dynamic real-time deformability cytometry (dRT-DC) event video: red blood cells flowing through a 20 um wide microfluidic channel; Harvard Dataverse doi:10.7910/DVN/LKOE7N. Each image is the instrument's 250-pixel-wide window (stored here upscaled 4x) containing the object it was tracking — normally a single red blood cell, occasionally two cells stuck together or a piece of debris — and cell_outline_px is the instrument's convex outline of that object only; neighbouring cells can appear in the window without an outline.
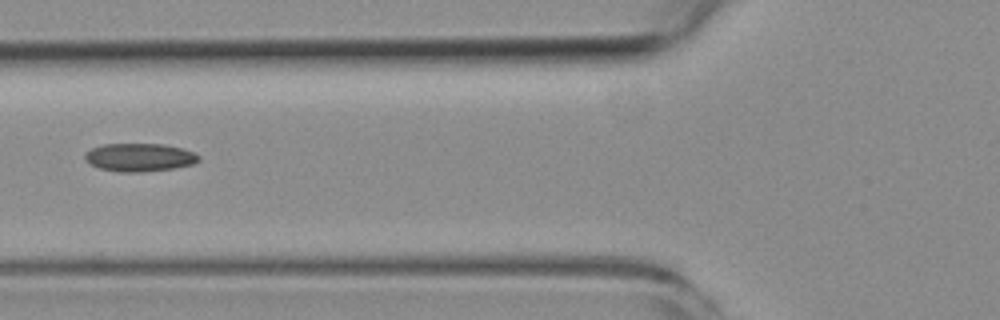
{"species": "common noctule bat (a hibernating species)", "species_latin": "Nyctalus noctula", "temperature_condition": "room temperature", "stored_images_in_passage": 3, "camera_frame_rate_fps": 3000, "um_per_image_px": 0.085, "animal": {"sex": "female", "body_mass_g": 19.3, "forearm_length_mm": 54.1}, "frame": {"image": 1, "passage_image": 3, "time_ms": 2.333, "image_size_px": [1000, 320], "cell_outline_px": [[200, 160], [192, 164], [172, 168], [140, 172], [120, 172], [100, 168], [84, 160], [84, 156], [92, 148], [104, 144], [164, 144], [180, 148], [192, 152], [200, 156]], "centroid_in_image_um": [11.85, 13.37], "position_along_channel_um": 113.9, "area_um2": 18.38}}